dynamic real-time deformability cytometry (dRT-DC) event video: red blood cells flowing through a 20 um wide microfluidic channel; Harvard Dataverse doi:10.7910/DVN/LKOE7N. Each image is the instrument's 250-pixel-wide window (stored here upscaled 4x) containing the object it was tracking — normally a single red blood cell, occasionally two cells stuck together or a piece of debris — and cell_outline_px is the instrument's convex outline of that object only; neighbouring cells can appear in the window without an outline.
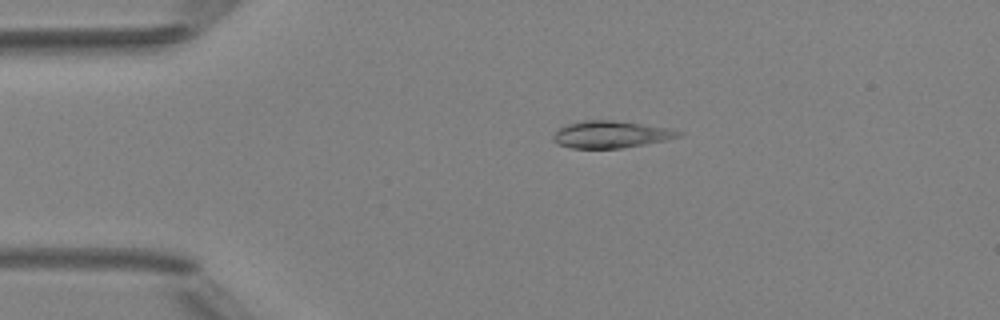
{"species": "Egyptian fruit bat (a non-hibernating species)", "species_latin": "Rousettus aegyptiacus", "temperature_condition": "room temperature", "stored_images_in_passage": 4, "camera_frame_rate_fps": 3000, "um_per_image_px": 0.085, "animal": {"sex": "female"}, "frame": {"image": 1, "passage_image": 3, "time_ms": 2.333, "image_size_px": [1000, 320], "cell_outline_px": [[684, 136], [644, 144], [620, 148], [572, 148], [556, 144], [552, 140], [552, 136], [560, 128], [568, 124], [584, 120], [612, 120], [668, 128], [684, 132]], "centroid_in_image_um": [51.91, 11.43], "position_along_channel_um": 33.1, "area_um2": 19.59}}